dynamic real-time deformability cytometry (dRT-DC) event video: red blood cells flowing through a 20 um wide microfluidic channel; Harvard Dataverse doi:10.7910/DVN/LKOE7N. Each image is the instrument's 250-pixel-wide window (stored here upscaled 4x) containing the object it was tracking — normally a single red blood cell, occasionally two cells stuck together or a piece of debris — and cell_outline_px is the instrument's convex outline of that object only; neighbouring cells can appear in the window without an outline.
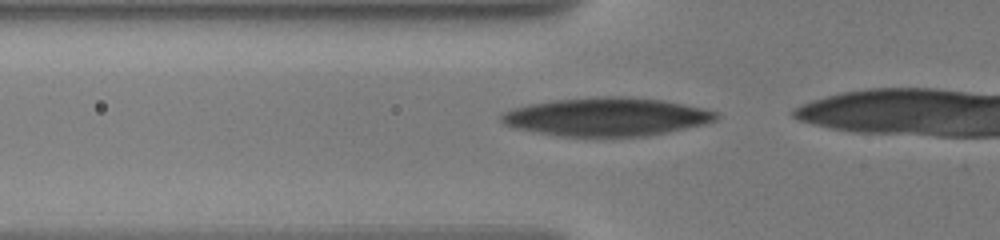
{"species": "human", "species_latin": "Homo sapiens", "temperature_condition": "warm", "stored_images_in_passage": 23, "camera_frame_rate_fps": 3000, "um_per_image_px": 0.085, "donor": {"sex": "male"}, "frame": {"image": 1, "passage_image": 18, "time_ms": 4.333, "image_size_px": [1000, 240], "cell_outline_px": [[720, 116], [716, 120], [708, 124], [648, 136], [560, 136], [512, 128], [504, 124], [500, 120], [500, 116], [504, 112], [512, 108], [528, 104], [552, 100], [596, 96], [628, 96], [664, 100], [704, 108], [720, 112]], "centroid_in_image_um": [51.59, 9.92], "position_along_channel_um": 74.2, "area_um2": 48.67}}